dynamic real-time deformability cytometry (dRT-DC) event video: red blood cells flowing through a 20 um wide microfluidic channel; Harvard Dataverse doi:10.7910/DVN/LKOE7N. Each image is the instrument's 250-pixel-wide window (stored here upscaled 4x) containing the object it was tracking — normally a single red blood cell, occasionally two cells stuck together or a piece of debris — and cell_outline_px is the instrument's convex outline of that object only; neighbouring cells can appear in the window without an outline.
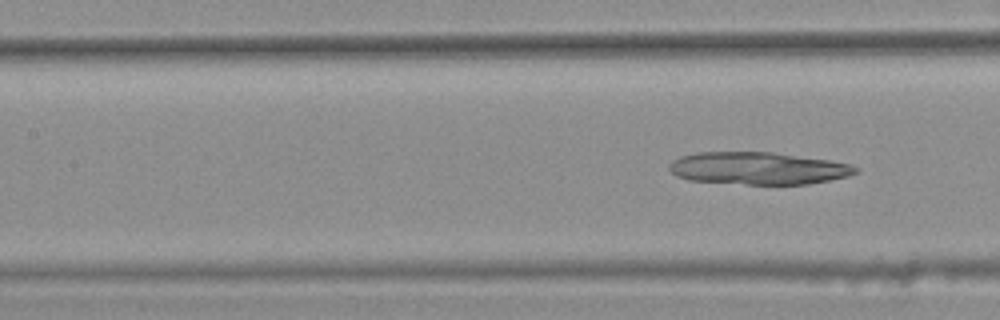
{"species": "common noctule bat (a hibernating species)", "species_latin": "Nyctalus noctula", "temperature_condition": "warm", "stored_images_in_passage": 8, "segment_of_instrument_passage": [2, 2], "camera_frame_rate_fps": 3000, "um_per_image_px": 0.085, "animal": {"sex": "female", "body_mass_g": 25.1}, "frame": {"image": 1, "passage_image": 8, "time_ms": 2.333, "image_size_px": [1000, 320], "cell_outline_px": [[860, 172], [848, 176], [808, 184], [748, 184], [688, 180], [676, 176], [668, 168], [668, 164], [672, 160], [680, 156], [700, 152], [772, 152], [828, 160], [848, 164], [860, 168]], "centroid_in_image_um": [64.42, 14.3], "position_along_channel_um": 143.0, "area_um2": 35.08}}